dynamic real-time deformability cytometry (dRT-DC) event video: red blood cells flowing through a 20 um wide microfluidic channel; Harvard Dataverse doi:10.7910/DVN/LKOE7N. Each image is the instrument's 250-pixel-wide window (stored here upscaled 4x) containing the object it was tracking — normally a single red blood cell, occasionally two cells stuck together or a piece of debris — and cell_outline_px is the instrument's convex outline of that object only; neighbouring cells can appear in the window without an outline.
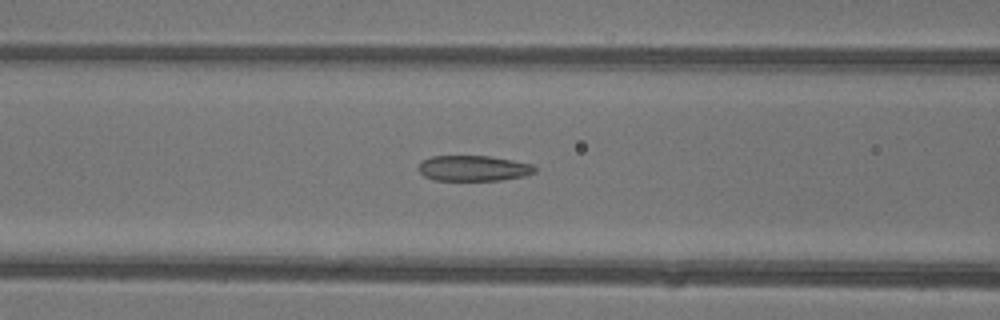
{"species": "common noctule bat (a hibernating species)", "species_latin": "Nyctalus noctula", "temperature_condition": "warm", "stored_images_in_passage": 46, "camera_frame_rate_fps": 3000, "um_per_image_px": 0.085, "animal": {"sex": "female"}, "frame": {"image": 1, "passage_image": 19, "time_ms": 6.0, "image_size_px": [1000, 320], "cell_outline_px": [[536, 172], [524, 176], [500, 180], [432, 180], [424, 176], [416, 168], [420, 160], [432, 156], [488, 156], [512, 160], [532, 164], [536, 168]], "centroid_in_image_um": [40.19, 14.3], "position_along_channel_um": 126.4, "area_um2": 17.46}}
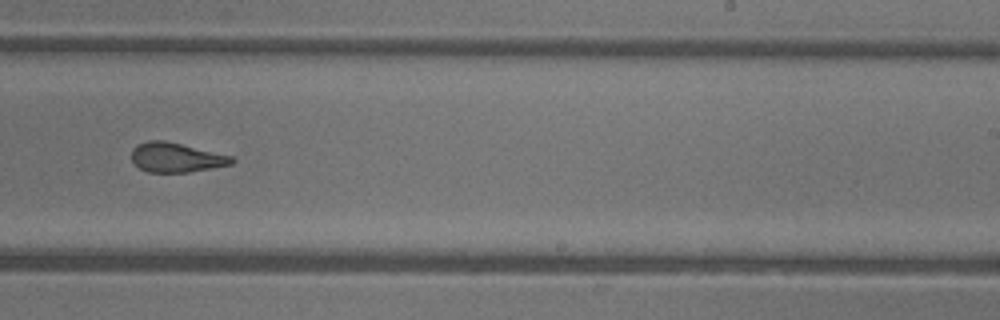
{"frame": {"image": 2, "passage_image": 29, "time_ms": 9.333, "image_size_px": [1000, 320], "cell_outline_px": [[236, 160], [232, 164], [188, 172], [148, 172], [140, 168], [132, 160], [132, 148], [136, 144], [148, 140], [164, 140], [232, 156]], "centroid_in_image_um": [14.95, 13.37], "position_along_channel_um": 274.0, "area_um2": 17.11}}
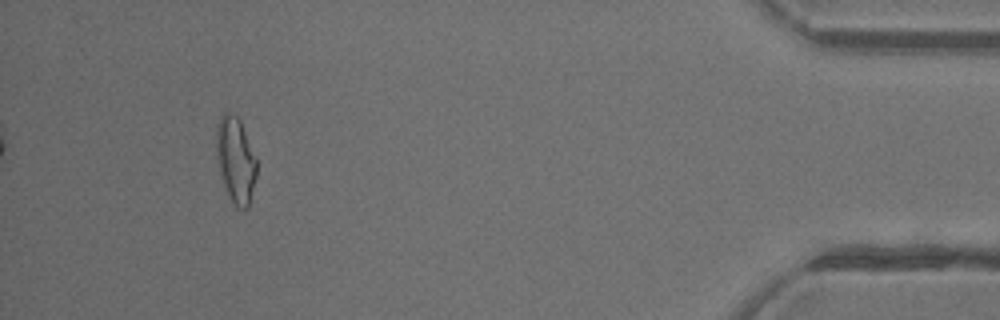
{"frame": {"image": 3, "passage_image": 43, "time_ms": 14.0, "image_size_px": [1000, 320], "cell_outline_px": [[256, 176], [248, 208], [244, 212], [236, 208], [228, 196], [220, 176], [216, 160], [216, 124], [220, 116], [224, 112], [228, 112], [236, 116], [240, 120], [256, 156]], "centroid_in_image_um": [20.01, 13.62], "position_along_channel_um": 415.2, "area_um2": 20.63}, "authors_computed_cell_mechanics": {"area_um2": 18.9873, "velocity_mm_per_s": 4.4385, "shape_relaxation_time_tau1_ms": null, "shape_relaxation_time_tau2_ms": 1.6755, "deformation_change_tau1": null, "deformation_change_tau2": 0.1042}}